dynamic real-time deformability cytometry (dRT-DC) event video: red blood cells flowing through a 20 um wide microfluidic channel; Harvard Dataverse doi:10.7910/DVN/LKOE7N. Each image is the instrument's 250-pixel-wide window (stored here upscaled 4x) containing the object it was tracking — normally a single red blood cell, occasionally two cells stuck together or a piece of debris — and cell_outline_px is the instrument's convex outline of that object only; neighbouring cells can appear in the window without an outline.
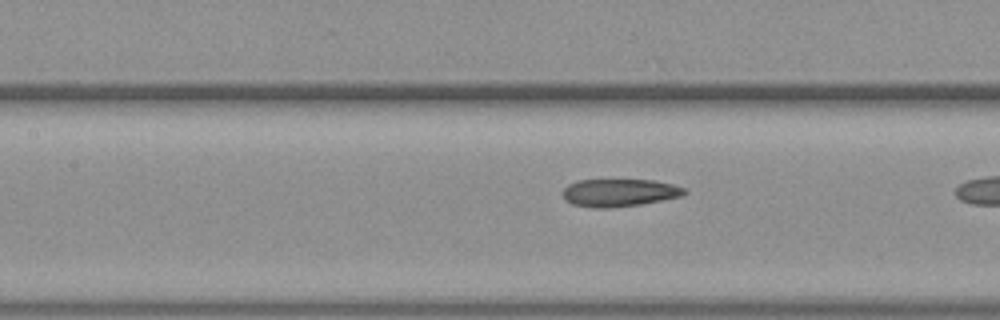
{"species": "common noctule bat (a hibernating species)", "species_latin": "Nyctalus noctula", "temperature_condition": "warm", "stored_images_in_passage": 16, "camera_frame_rate_fps": 3000, "um_per_image_px": 0.085, "animal": {"sex": "female", "body_mass_g": 19.3, "forearm_length_mm": 54.1}, "frame": {"image": 1, "passage_image": 14, "time_ms": 4.333, "image_size_px": [1000, 320], "cell_outline_px": [[688, 192], [680, 196], [640, 204], [608, 208], [592, 208], [572, 204], [564, 200], [564, 188], [568, 184], [576, 180], [652, 180], [672, 184], [684, 188]], "centroid_in_image_um": [52.6, 16.38], "position_along_channel_um": 154.8, "area_um2": 19.48}}